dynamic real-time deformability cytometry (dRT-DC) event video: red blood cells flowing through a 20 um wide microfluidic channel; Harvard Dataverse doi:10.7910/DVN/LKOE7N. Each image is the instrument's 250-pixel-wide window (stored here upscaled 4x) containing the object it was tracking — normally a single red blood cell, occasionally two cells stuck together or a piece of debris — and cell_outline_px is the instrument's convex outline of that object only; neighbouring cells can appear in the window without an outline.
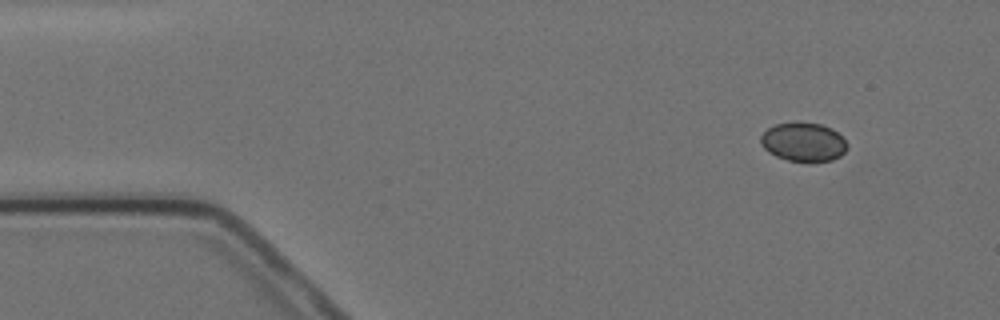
{"species": "Egyptian fruit bat (a non-hibernating species)", "species_latin": "Rousettus aegyptiacus", "temperature_condition": "cold", "stored_images_in_passage": 5, "camera_frame_rate_fps": 3000, "um_per_image_px": 0.085, "animal": {"sex": "female"}, "frame": {"image": 1, "passage_image": 1, "time_ms": 0.0, "image_size_px": [1000, 320], "cell_outline_px": [[848, 148], [840, 156], [832, 160], [788, 160], [776, 156], [768, 152], [760, 144], [760, 136], [768, 128], [776, 124], [820, 124], [832, 128], [848, 144]], "centroid_in_image_um": [68.28, 12.08], "position_along_channel_um": 16.7, "area_um2": 18.96}}
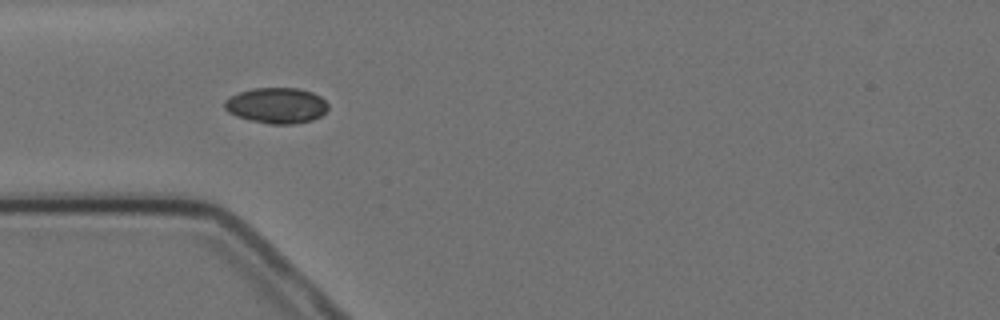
{"frame": {"image": 2, "passage_image": 4, "time_ms": 3.667, "image_size_px": [1000, 320], "cell_outline_px": [[328, 108], [320, 116], [312, 120], [292, 124], [268, 124], [248, 120], [236, 116], [228, 112], [224, 108], [224, 100], [240, 92], [252, 88], [300, 88], [312, 92], [320, 96], [328, 104]], "centroid_in_image_um": [23.49, 8.97], "position_along_channel_um": 61.5, "area_um2": 21.62}}
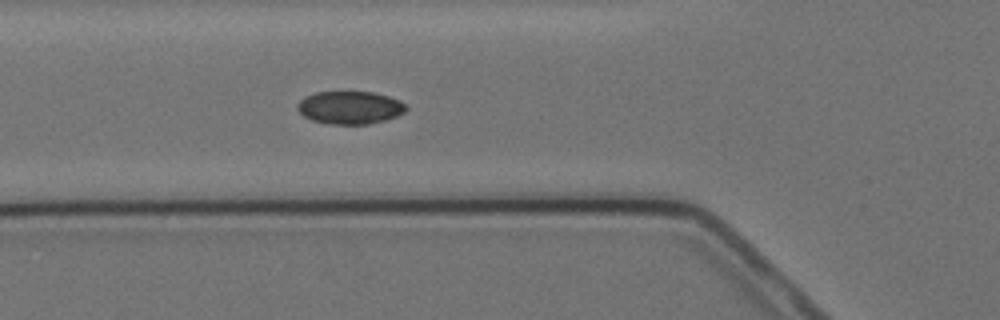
{"frame": {"image": 3, "passage_image": 5, "time_ms": 4.667, "image_size_px": [1000, 320], "cell_outline_px": [[408, 108], [404, 112], [396, 116], [384, 120], [368, 124], [328, 124], [312, 120], [304, 116], [296, 108], [296, 104], [304, 96], [316, 92], [372, 92], [388, 96], [400, 100], [408, 104]], "centroid_in_image_um": [29.74, 9.14], "position_along_channel_um": 96.1, "area_um2": 20.92}}